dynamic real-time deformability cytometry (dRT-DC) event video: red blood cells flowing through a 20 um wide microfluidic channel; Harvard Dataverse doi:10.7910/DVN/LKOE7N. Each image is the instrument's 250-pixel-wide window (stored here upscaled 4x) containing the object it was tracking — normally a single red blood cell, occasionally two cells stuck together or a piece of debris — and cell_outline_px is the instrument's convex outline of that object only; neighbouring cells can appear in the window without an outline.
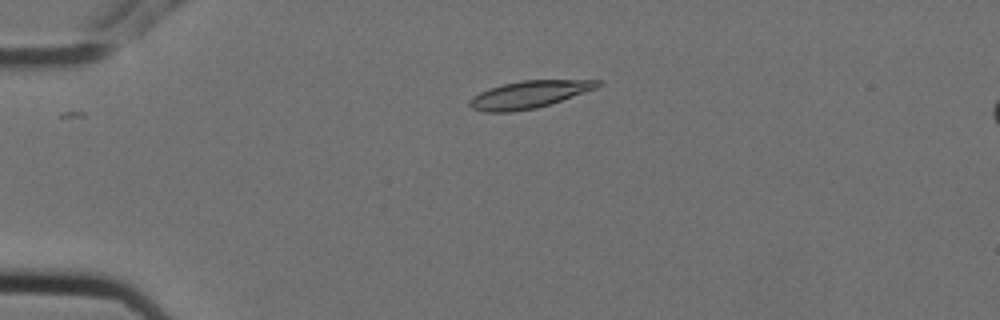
{"species": "Egyptian fruit bat (a non-hibernating species)", "species_latin": "Rousettus aegyptiacus", "temperature_condition": "cold", "stored_images_in_passage": 6, "segment_of_instrument_passage": [1, 2], "camera_frame_rate_fps": 3000, "um_per_image_px": 0.085, "animal": {"sex": "female"}, "frame": {"image": 1, "passage_image": 4, "time_ms": 1.0, "image_size_px": [1000, 320], "cell_outline_px": [[604, 84], [596, 88], [536, 108], [512, 112], [484, 112], [472, 108], [468, 104], [468, 100], [472, 96], [488, 88], [520, 80], [604, 80]], "centroid_in_image_um": [44.94, 8.03], "position_along_channel_um": 40.1, "area_um2": 20.35}}